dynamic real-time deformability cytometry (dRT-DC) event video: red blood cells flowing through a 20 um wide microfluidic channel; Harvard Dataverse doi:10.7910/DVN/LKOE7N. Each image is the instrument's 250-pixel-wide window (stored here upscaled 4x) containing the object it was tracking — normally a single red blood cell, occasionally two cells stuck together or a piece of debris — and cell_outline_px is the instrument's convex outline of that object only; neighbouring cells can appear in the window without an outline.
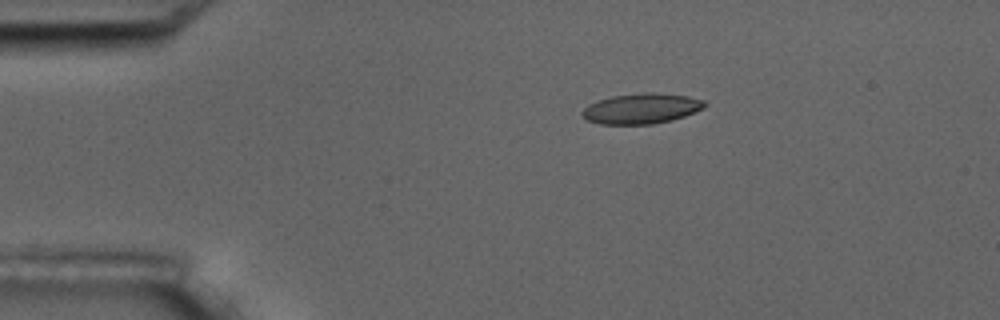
{"species": "common noctule bat (a hibernating species)", "species_latin": "Nyctalus noctula", "temperature_condition": "room temperature", "stored_images_in_passage": 3, "camera_frame_rate_fps": 3000, "um_per_image_px": 0.085, "animal": {"sex": "male", "body_mass_g": 17.5, "forearm_length_mm": 52.3}, "frame": {"image": 1, "passage_image": 1, "time_ms": 0.0, "image_size_px": [1000, 320], "cell_outline_px": [[704, 108], [684, 116], [672, 120], [652, 124], [600, 124], [588, 120], [580, 116], [580, 112], [588, 104], [612, 96], [648, 92], [652, 92], [688, 96], [704, 100]], "centroid_in_image_um": [54.49, 9.23], "position_along_channel_um": 30.5, "area_um2": 21.56}}
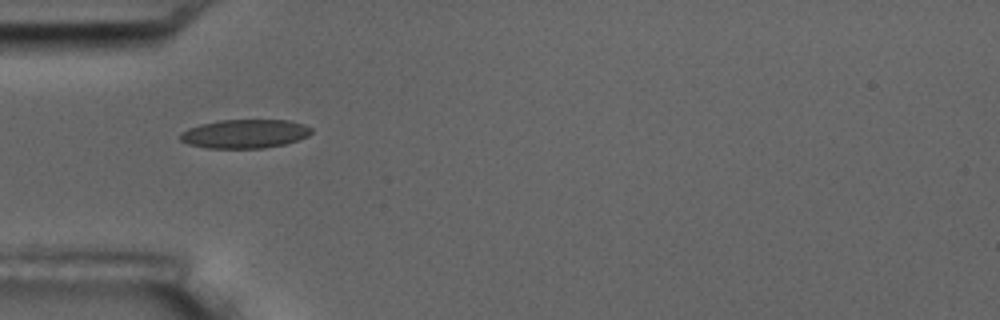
{"frame": {"image": 2, "passage_image": 2, "time_ms": 2.333, "image_size_px": [1000, 320], "cell_outline_px": [[312, 132], [308, 136], [284, 144], [264, 148], [208, 148], [188, 144], [180, 140], [180, 132], [188, 128], [200, 124], [220, 120], [288, 120], [304, 124], [312, 128]], "centroid_in_image_um": [20.8, 11.37], "position_along_channel_um": 64.2, "area_um2": 22.02}}